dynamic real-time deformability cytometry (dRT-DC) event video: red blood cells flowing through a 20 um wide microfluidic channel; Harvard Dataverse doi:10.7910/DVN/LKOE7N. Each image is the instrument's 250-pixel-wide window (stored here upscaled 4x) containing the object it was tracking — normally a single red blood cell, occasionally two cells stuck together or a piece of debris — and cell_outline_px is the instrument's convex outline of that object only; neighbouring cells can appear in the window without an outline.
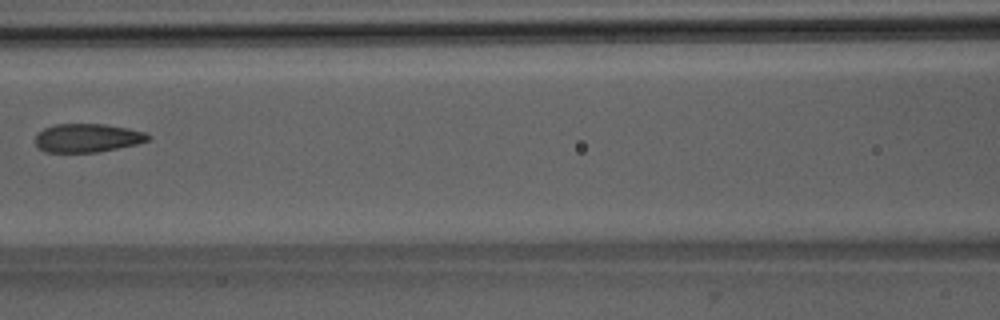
{"species": "Egyptian fruit bat (a non-hibernating species)", "species_latin": "Rousettus aegyptiacus", "temperature_condition": "room temperature", "stored_images_in_passage": 8, "camera_frame_rate_fps": 3000, "um_per_image_px": 0.085, "animal": {"sex": "male"}, "frame": {"image": 1, "passage_image": 7, "time_ms": 7.0, "image_size_px": [1000, 320], "cell_outline_px": [[152, 136], [148, 140], [136, 144], [96, 152], [44, 152], [36, 144], [36, 136], [44, 128], [56, 124], [104, 124], [128, 128], [144, 132]], "centroid_in_image_um": [7.43, 11.72], "position_along_channel_um": 159.2, "area_um2": 18.55}}